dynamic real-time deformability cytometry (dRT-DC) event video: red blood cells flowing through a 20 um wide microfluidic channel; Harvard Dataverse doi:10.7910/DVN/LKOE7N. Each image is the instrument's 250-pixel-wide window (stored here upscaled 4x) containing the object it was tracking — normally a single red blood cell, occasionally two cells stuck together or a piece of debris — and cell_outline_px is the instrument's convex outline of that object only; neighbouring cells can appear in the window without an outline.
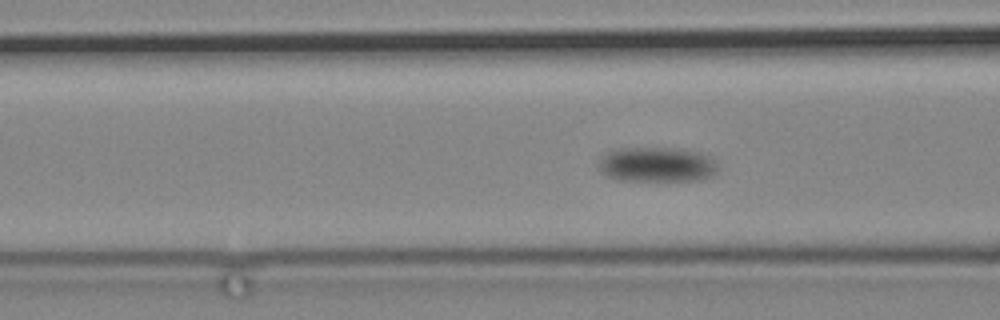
{"species": "common noctule bat (a hibernating species)", "species_latin": "Nyctalus noctula", "temperature_condition": "cold", "stored_images_in_passage": 103, "camera_frame_rate_fps": 3000, "um_per_image_px": 0.085, "animal": {"sex": "male", "body_mass_g": 19.2, "forearm_length_mm": 51.8}, "frame": {"image": 1, "passage_image": 52, "time_ms": 17.0, "image_size_px": [1000, 320], "cell_outline_px": [[716, 172], [708, 176], [696, 180], [620, 180], [608, 176], [600, 172], [596, 164], [600, 156], [612, 148], [676, 148], [696, 152], [708, 156], [712, 160], [716, 168]], "centroid_in_image_um": [55.69, 13.97], "position_along_channel_um": 110.9, "area_um2": 24.1}}
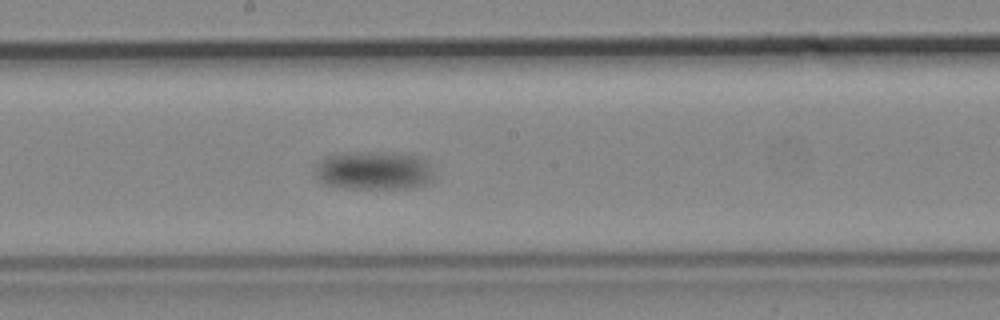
{"frame": {"image": 2, "passage_image": 65, "time_ms": 21.333, "image_size_px": [1000, 320], "cell_outline_px": [[432, 176], [424, 184], [412, 188], [340, 188], [324, 184], [316, 180], [316, 164], [320, 160], [328, 156], [356, 152], [392, 152], [416, 156], [424, 160], [428, 164], [432, 172]], "centroid_in_image_um": [31.71, 14.5], "position_along_channel_um": 216.5, "area_um2": 26.47}}
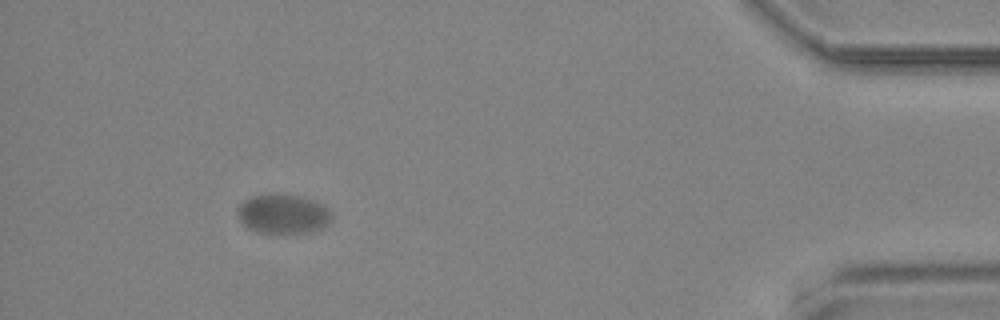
{"frame": {"image": 3, "passage_image": 96, "time_ms": 31.667, "image_size_px": [1000, 320], "cell_outline_px": [[332, 220], [328, 224], [320, 228], [308, 232], [260, 232], [248, 228], [240, 220], [236, 212], [236, 208], [244, 200], [252, 196], [300, 196], [324, 204], [332, 212]], "centroid_in_image_um": [24.08, 18.2], "position_along_channel_um": 411.1, "area_um2": 21.1}}